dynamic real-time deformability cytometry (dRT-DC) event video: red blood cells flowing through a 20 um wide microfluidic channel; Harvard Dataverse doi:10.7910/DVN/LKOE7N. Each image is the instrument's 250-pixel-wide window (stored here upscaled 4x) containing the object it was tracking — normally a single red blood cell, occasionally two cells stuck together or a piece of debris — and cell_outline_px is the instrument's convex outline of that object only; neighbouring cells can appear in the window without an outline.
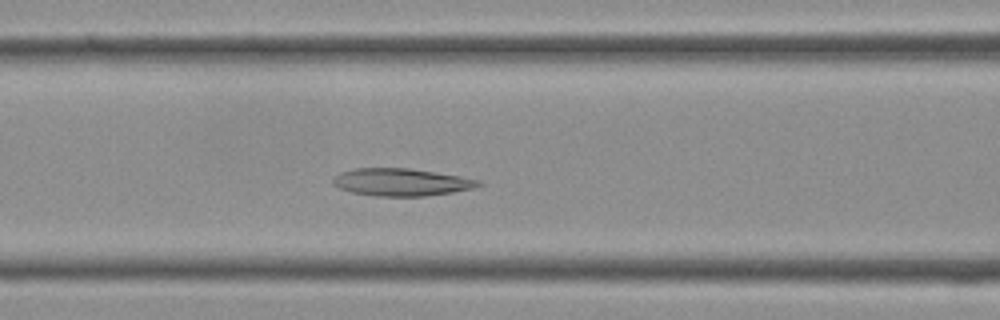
{"species": "Egyptian fruit bat (a non-hibernating species)", "species_latin": "Rousettus aegyptiacus", "temperature_condition": "cold", "stored_images_in_passage": 38, "camera_frame_rate_fps": 3000, "um_per_image_px": 0.085, "frame": {"image": 1, "passage_image": 15, "time_ms": 4.667, "image_size_px": [1000, 320], "cell_outline_px": [[484, 184], [472, 188], [452, 192], [424, 196], [380, 196], [352, 192], [340, 188], [332, 184], [332, 176], [340, 172], [352, 168], [408, 168], [460, 176], [480, 180]], "centroid_in_image_um": [34.07, 15.47], "position_along_channel_um": 132.5, "area_um2": 23.24}}
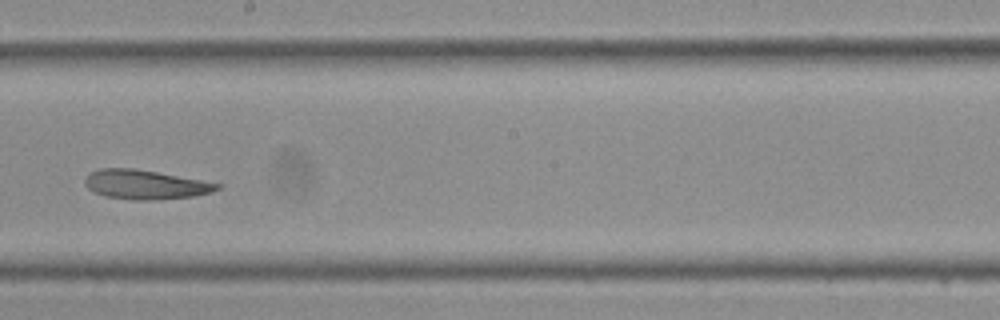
{"frame": {"image": 2, "passage_image": 21, "time_ms": 6.667, "image_size_px": [1000, 320], "cell_outline_px": [[220, 188], [212, 192], [192, 196], [156, 200], [132, 200], [104, 196], [88, 188], [84, 184], [84, 176], [88, 172], [100, 168], [132, 168], [156, 172], [200, 180], [220, 184]], "centroid_in_image_um": [12.27, 15.69], "position_along_channel_um": 235.9, "area_um2": 22.48}}
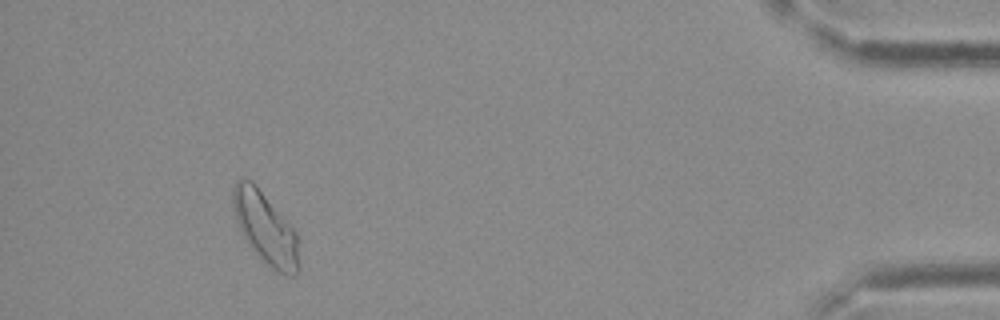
{"frame": {"image": 3, "passage_image": 35, "time_ms": 11.333, "image_size_px": [1000, 320], "cell_outline_px": [[300, 268], [292, 276], [288, 276], [272, 268], [248, 244], [236, 220], [232, 204], [232, 188], [236, 180], [252, 180], [256, 184], [296, 232]], "centroid_in_image_um": [22.55, 19.36], "position_along_channel_um": 412.6, "area_um2": 27.05}}